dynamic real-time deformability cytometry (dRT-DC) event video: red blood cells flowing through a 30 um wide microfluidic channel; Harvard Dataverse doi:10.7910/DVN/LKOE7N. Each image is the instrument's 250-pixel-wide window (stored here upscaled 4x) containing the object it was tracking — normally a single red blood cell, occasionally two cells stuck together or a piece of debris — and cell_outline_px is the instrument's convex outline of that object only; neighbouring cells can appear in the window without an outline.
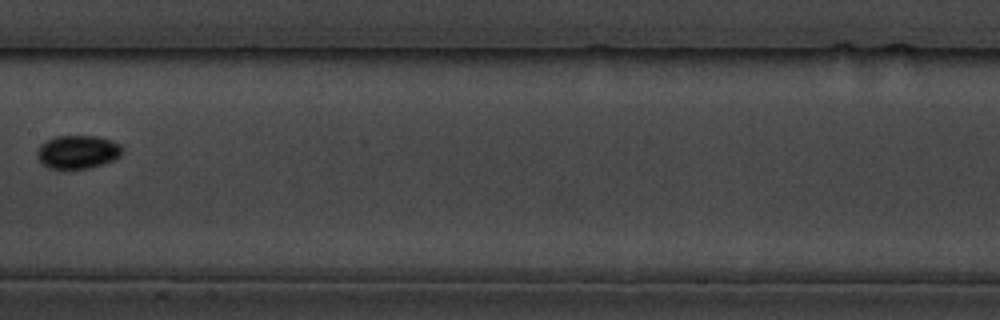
{"species": "common noctule bat (a hibernating species)", "species_latin": "Nyctalus noctula", "temperature_condition": "cold", "stored_images_in_passage": 9, "camera_frame_rate_fps": 3000, "um_per_image_px": 0.085, "animal": {"sex": "male", "body_mass_g": 19.5, "forearm_length_mm": 54.6}, "frame": {"image": 1, "passage_image": 6, "time_ms": 6.0, "image_size_px": [1000, 320], "cell_outline_px": [[124, 148], [120, 156], [104, 164], [88, 168], [48, 168], [40, 164], [36, 156], [36, 152], [40, 144], [56, 136], [96, 136], [112, 140], [120, 144]], "centroid_in_image_um": [6.59, 12.91], "position_along_channel_um": 200.8, "area_um2": 16.7}}